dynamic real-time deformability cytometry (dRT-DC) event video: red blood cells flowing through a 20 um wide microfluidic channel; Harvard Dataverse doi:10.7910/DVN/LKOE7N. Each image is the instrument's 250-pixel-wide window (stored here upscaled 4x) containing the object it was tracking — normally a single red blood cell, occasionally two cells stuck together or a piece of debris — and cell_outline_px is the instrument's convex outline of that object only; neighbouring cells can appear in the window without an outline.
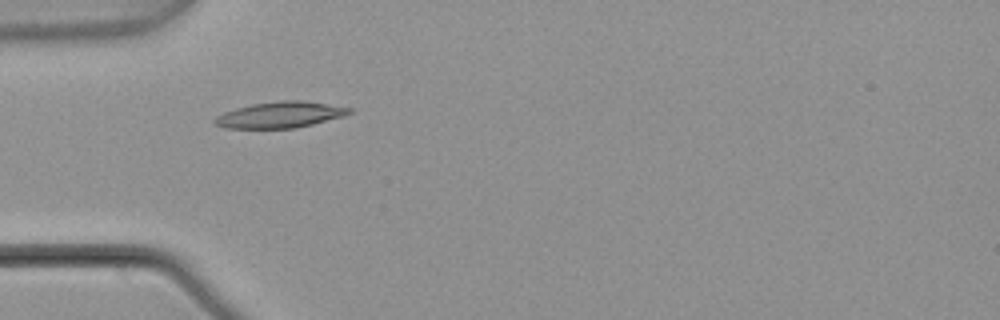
{"species": "common noctule bat (a hibernating species)", "species_latin": "Nyctalus noctula", "temperature_condition": "warm", "stored_images_in_passage": 5, "camera_frame_rate_fps": 3000, "um_per_image_px": 0.085, "animal": {"sex": "male", "body_mass_g": 21.5, "forearm_length_mm": 52.0}, "frame": {"image": 1, "passage_image": 2, "time_ms": 0.333, "image_size_px": [1000, 320], "cell_outline_px": [[352, 112], [344, 116], [296, 128], [224, 128], [216, 124], [212, 120], [216, 116], [224, 112], [236, 108], [252, 104], [276, 100], [300, 100], [328, 104], [352, 108]], "centroid_in_image_um": [23.8, 9.75], "position_along_channel_um": 61.2, "area_um2": 20.46}}
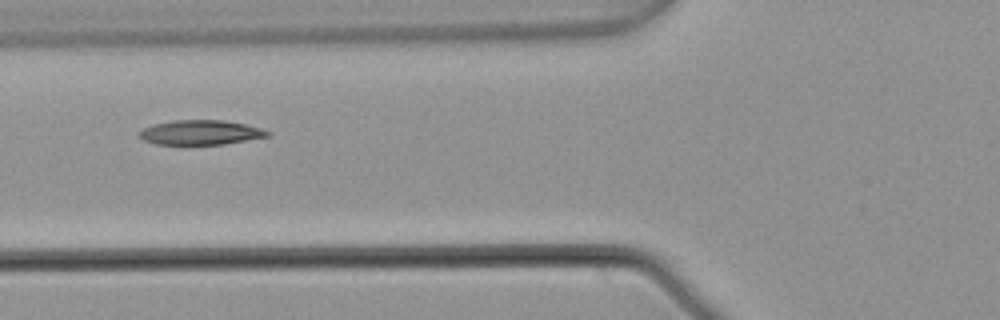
{"frame": {"image": 2, "passage_image": 3, "time_ms": 0.667, "image_size_px": [1000, 320], "cell_outline_px": [[272, 136], [224, 144], [156, 144], [144, 140], [136, 132], [144, 128], [156, 124], [172, 120], [224, 120], [244, 124], [260, 128], [272, 132]], "centroid_in_image_um": [17.09, 11.26], "position_along_channel_um": 108.7, "area_um2": 18.38}}
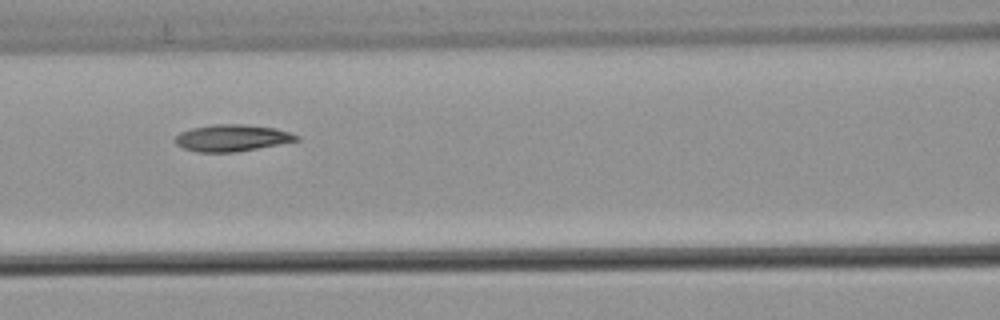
{"frame": {"image": 3, "passage_image": 4, "time_ms": 1.0, "image_size_px": [1000, 320], "cell_outline_px": [[300, 140], [236, 152], [196, 152], [184, 148], [176, 144], [172, 140], [180, 132], [192, 128], [212, 124], [244, 124], [276, 128], [300, 136]], "centroid_in_image_um": [19.69, 11.72], "position_along_channel_um": 146.9, "area_um2": 18.96}}